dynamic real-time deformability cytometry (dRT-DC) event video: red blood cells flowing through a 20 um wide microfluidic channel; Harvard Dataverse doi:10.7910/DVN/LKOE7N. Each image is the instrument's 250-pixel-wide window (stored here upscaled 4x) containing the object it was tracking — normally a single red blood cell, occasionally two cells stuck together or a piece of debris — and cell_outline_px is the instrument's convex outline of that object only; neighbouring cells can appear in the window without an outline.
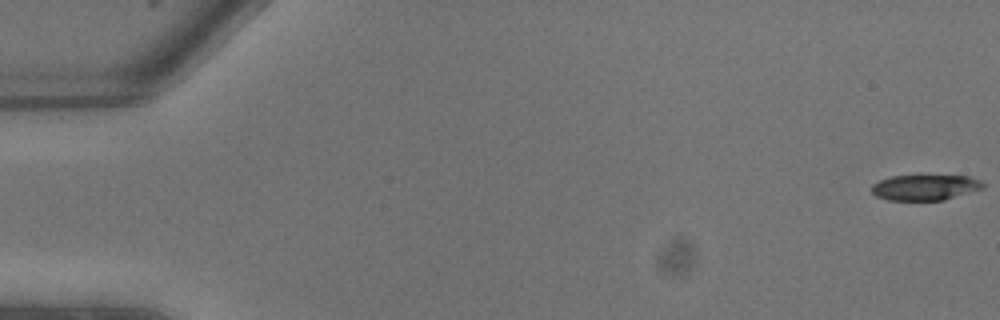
{"species": "common noctule bat (a hibernating species)", "species_latin": "Nyctalus noctula", "temperature_condition": "warm", "stored_images_in_passage": 9, "camera_frame_rate_fps": 3000, "um_per_image_px": 0.085, "animal": {"sex": "male", "body_mass_g": 13.3}, "frame": {"image": 1, "passage_image": 1, "time_ms": 0.0, "image_size_px": [1000, 320], "cell_outline_px": [[984, 188], [944, 200], [888, 200], [876, 196], [872, 192], [872, 184], [880, 180], [892, 176], [968, 176], [980, 180], [984, 184]], "centroid_in_image_um": [78.63, 15.93], "position_along_channel_um": 6.4, "area_um2": 16.47}}
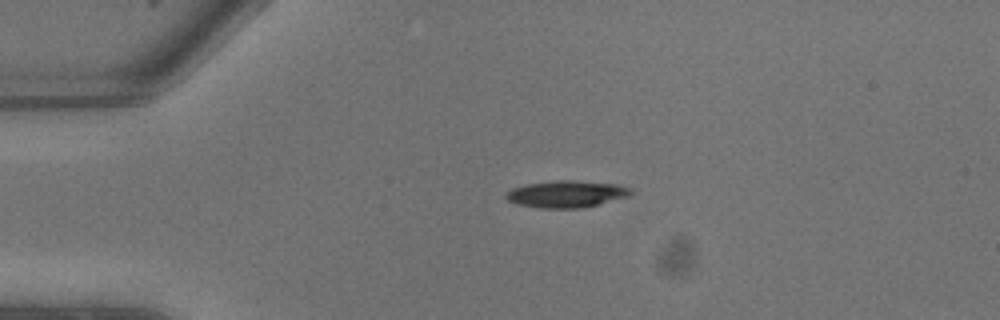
{"frame": {"image": 2, "passage_image": 6, "time_ms": 1.667, "image_size_px": [1000, 320], "cell_outline_px": [[632, 192], [628, 196], [580, 208], [540, 208], [516, 204], [508, 200], [504, 196], [504, 192], [512, 188], [524, 184], [556, 180], [572, 180], [620, 184], [628, 188]], "centroid_in_image_um": [48.06, 16.48], "position_along_channel_um": 36.9, "area_um2": 19.54}}
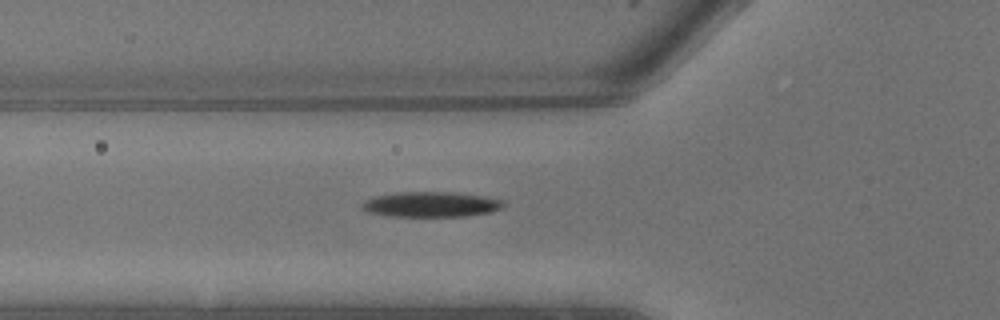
{"frame": {"image": 3, "passage_image": 9, "time_ms": 2.667, "image_size_px": [1000, 320], "cell_outline_px": [[504, 208], [492, 212], [464, 216], [392, 216], [368, 212], [360, 208], [360, 204], [364, 200], [376, 196], [396, 192], [460, 192], [488, 196], [504, 200]], "centroid_in_image_um": [36.68, 17.36], "position_along_channel_um": 89.1, "area_um2": 21.15}}